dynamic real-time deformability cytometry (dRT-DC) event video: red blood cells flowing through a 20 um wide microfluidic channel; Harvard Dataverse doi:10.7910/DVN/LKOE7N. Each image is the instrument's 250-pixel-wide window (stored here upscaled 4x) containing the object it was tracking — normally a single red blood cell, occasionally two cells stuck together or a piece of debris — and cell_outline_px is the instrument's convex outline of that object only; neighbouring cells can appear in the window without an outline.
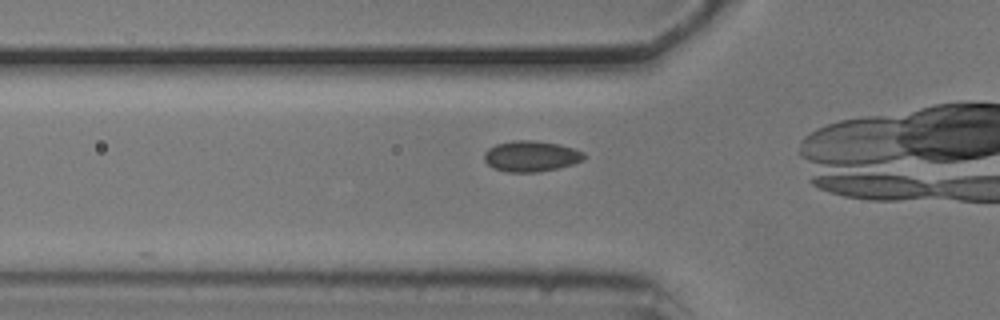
{"species": "common noctule bat (a hibernating species)", "species_latin": "Nyctalus noctula", "temperature_condition": "cold", "stored_images_in_passage": 29, "camera_frame_rate_fps": 3000, "um_per_image_px": 0.085, "animal": {"sex": "male", "body_mass_g": 20.5, "forearm_length_mm": 52.5}, "frame": {"image": 1, "passage_image": 5, "time_ms": 1.333, "image_size_px": [1000, 320], "cell_outline_px": [[584, 160], [560, 168], [536, 172], [508, 172], [492, 168], [484, 160], [484, 152], [488, 148], [496, 144], [512, 140], [532, 140], [560, 144], [584, 152]], "centroid_in_image_um": [45.12, 13.27], "position_along_channel_um": 80.7, "area_um2": 18.03}}
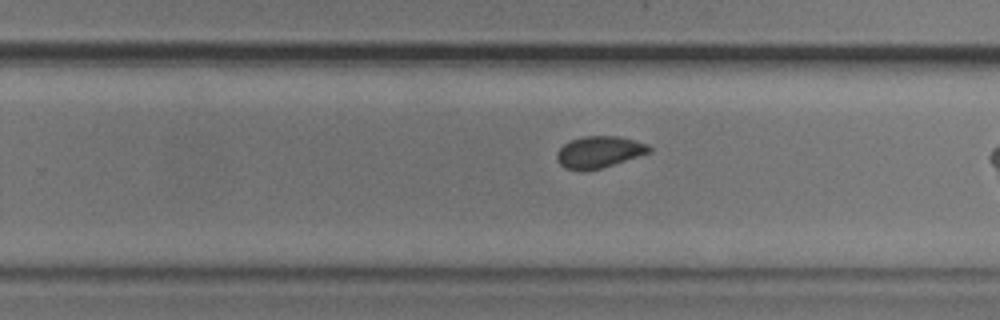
{"frame": {"image": 2, "passage_image": 21, "time_ms": 6.667, "image_size_px": [1000, 320], "cell_outline_px": [[652, 152], [600, 168], [584, 172], [580, 172], [564, 168], [556, 160], [556, 152], [568, 140], [584, 136], [616, 136], [648, 144], [652, 148]], "centroid_in_image_um": [50.88, 12.93], "position_along_channel_um": 278.9, "area_um2": 17.22}}
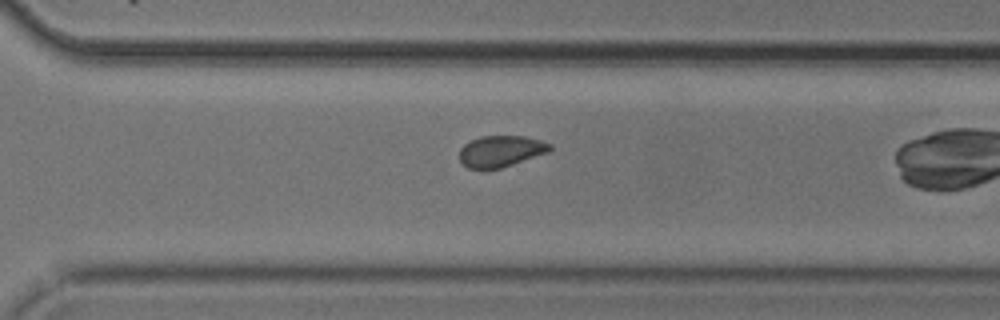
{"frame": {"image": 3, "passage_image": 25, "time_ms": 8.0, "image_size_px": [1000, 320], "cell_outline_px": [[552, 148], [548, 152], [500, 168], [468, 168], [460, 160], [460, 148], [464, 144], [480, 136], [524, 136], [540, 140], [552, 144]], "centroid_in_image_um": [42.58, 12.83], "position_along_channel_um": 328.0, "area_um2": 16.24}}